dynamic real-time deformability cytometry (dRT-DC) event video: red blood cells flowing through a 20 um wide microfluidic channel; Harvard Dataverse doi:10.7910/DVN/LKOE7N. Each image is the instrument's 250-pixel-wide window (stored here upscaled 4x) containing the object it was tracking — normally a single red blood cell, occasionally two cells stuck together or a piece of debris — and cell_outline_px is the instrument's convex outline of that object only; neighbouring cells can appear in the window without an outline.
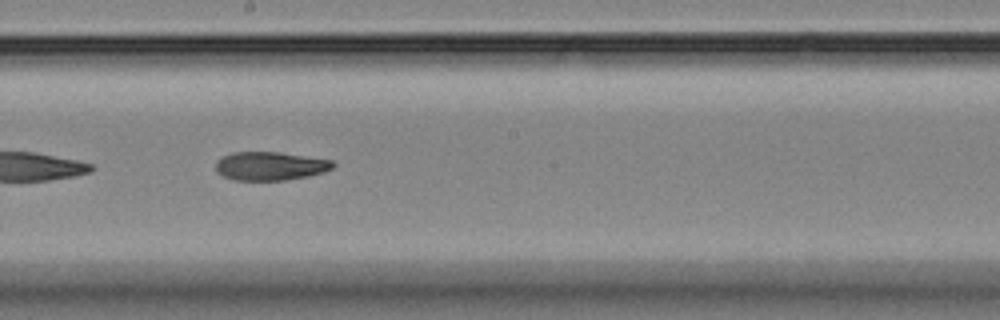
{"species": "Egyptian fruit bat (a non-hibernating species)", "species_latin": "Rousettus aegyptiacus", "temperature_condition": "room temperature", "stored_images_in_passage": 17, "camera_frame_rate_fps": 3000, "um_per_image_px": 0.085, "animal": {"sex": "female"}, "frame": {"image": 1, "passage_image": 10, "time_ms": 10.333, "image_size_px": [1000, 320], "cell_outline_px": [[336, 164], [332, 168], [324, 172], [308, 176], [284, 180], [232, 180], [216, 172], [216, 160], [232, 152], [280, 152], [332, 160]], "centroid_in_image_um": [22.96, 14.11], "position_along_channel_um": 225.2, "area_um2": 19.54}}
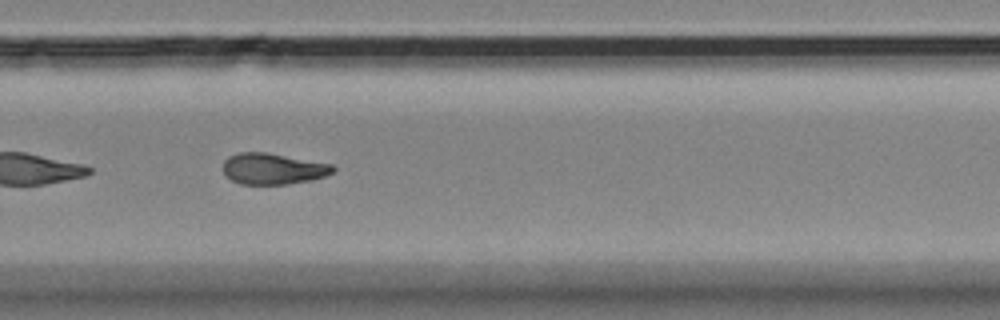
{"frame": {"image": 2, "passage_image": 12, "time_ms": 12.667, "image_size_px": [1000, 320], "cell_outline_px": [[336, 168], [332, 172], [324, 176], [312, 180], [288, 184], [240, 184], [224, 176], [224, 160], [228, 156], [240, 152], [268, 152], [332, 164]], "centroid_in_image_um": [23.19, 14.34], "position_along_channel_um": 306.6, "area_um2": 20.06}, "authors_computed_cell_mechanics": {"area_um2": 20.4034, "velocity_mm_per_s": 3.5084, "shape_relaxation_time_tau1_ms": null, "shape_relaxation_time_tau2_ms": 4.6649, "deformation_change_tau1": null, "deformation_change_tau2": 0.1181}}